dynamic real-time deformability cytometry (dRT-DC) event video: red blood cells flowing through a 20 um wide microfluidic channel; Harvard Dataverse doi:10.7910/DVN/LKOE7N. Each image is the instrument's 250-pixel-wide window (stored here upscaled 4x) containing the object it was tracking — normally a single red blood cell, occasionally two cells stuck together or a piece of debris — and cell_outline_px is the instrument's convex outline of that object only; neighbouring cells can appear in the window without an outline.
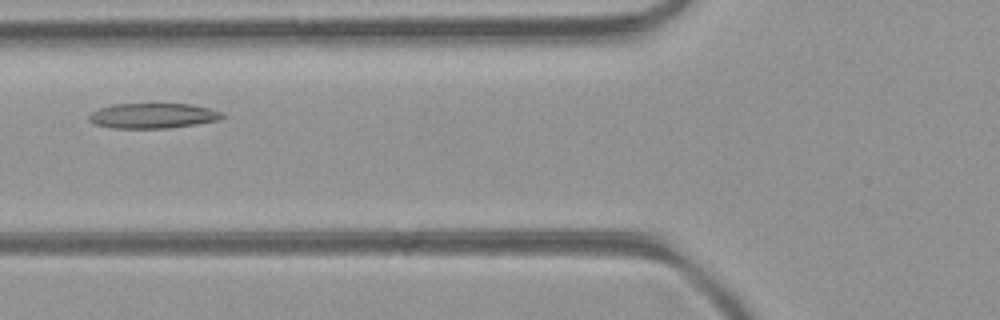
{"species": "common noctule bat (a hibernating species)", "species_latin": "Nyctalus noctula", "temperature_condition": "room temperature", "stored_images_in_passage": 7, "camera_frame_rate_fps": 3000, "um_per_image_px": 0.085, "animal": {"sex": "female", "body_mass_g": 21.9}, "frame": {"image": 1, "passage_image": 5, "time_ms": 1.333, "image_size_px": [1000, 320], "cell_outline_px": [[224, 116], [220, 120], [196, 124], [164, 128], [112, 128], [96, 124], [88, 120], [88, 116], [92, 112], [100, 108], [112, 104], [192, 104], [208, 108], [220, 112]], "centroid_in_image_um": [12.98, 9.83], "position_along_channel_um": 112.8, "area_um2": 19.36}}
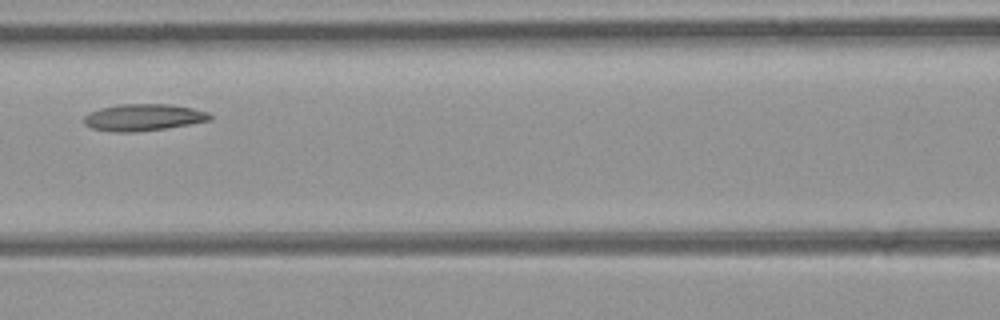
{"frame": {"image": 2, "passage_image": 6, "time_ms": 1.667, "image_size_px": [1000, 320], "cell_outline_px": [[212, 120], [168, 128], [132, 132], [112, 132], [92, 128], [84, 124], [84, 116], [88, 112], [100, 108], [116, 104], [168, 104], [192, 108], [208, 112], [212, 116]], "centroid_in_image_um": [12.17, 9.97], "position_along_channel_um": 154.4, "area_um2": 19.83}}
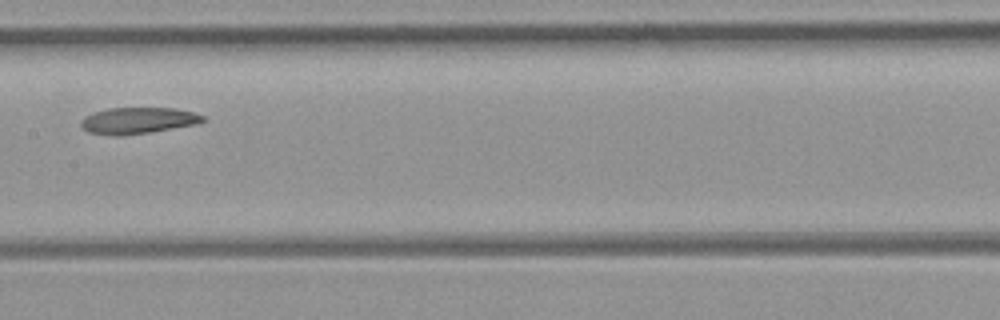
{"frame": {"image": 3, "passage_image": 7, "time_ms": 2.0, "image_size_px": [1000, 320], "cell_outline_px": [[204, 120], [196, 124], [148, 132], [120, 136], [116, 136], [88, 132], [80, 124], [84, 116], [108, 108], [172, 108], [192, 112], [204, 116]], "centroid_in_image_um": [11.69, 10.24], "position_along_channel_um": 195.7, "area_um2": 18.38}}